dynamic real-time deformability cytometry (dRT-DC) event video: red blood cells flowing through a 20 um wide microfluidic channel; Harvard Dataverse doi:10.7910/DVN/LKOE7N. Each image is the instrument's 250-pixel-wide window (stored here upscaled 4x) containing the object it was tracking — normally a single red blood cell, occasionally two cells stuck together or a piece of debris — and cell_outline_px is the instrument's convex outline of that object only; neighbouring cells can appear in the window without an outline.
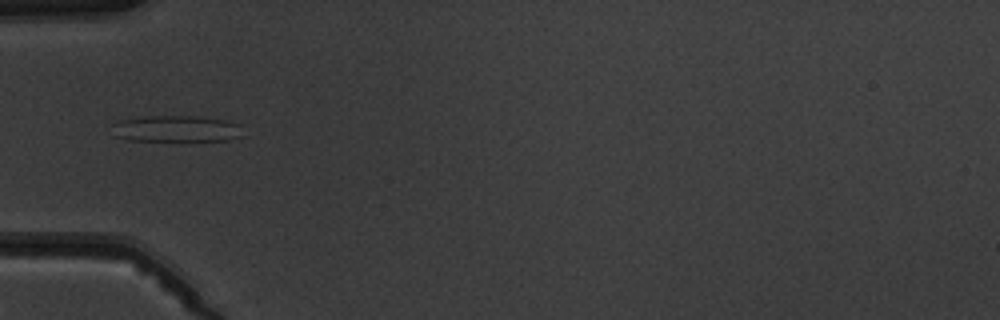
{"species": "common noctule bat (a hibernating species)", "species_latin": "Nyctalus noctula", "temperature_condition": "warm", "stored_images_in_passage": 4, "camera_frame_rate_fps": 3000, "um_per_image_px": 0.085, "animal": {"sex": "male", "body_mass_g": 19.5, "forearm_length_mm": 54.6}, "frame": {"image": 1, "passage_image": 4, "time_ms": 4.333, "image_size_px": [1000, 320], "cell_outline_px": [[240, 136], [228, 140], [132, 140], [116, 136], [112, 124], [120, 120], [144, 116], [196, 116], [224, 120], [240, 124]], "centroid_in_image_um": [14.97, 10.93], "position_along_channel_um": 70.0, "area_um2": 19.71}}